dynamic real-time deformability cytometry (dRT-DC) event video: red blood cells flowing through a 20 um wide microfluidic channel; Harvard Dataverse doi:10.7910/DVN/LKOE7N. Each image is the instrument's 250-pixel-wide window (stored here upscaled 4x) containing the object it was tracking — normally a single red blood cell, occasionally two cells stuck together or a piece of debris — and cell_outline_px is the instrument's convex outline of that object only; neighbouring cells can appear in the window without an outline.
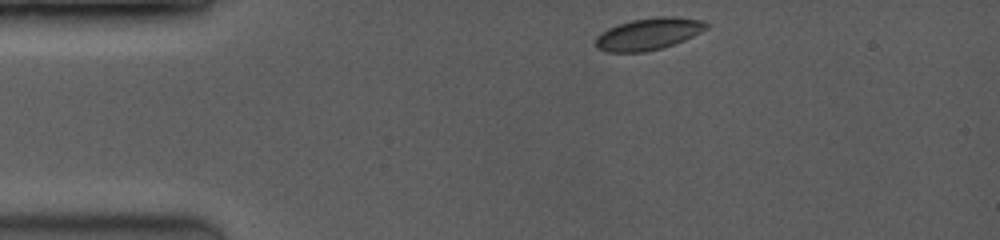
{"species": "common noctule bat (a hibernating species)", "species_latin": "Nyctalus noctula", "temperature_condition": "room temperature", "stored_images_in_passage": 42, "camera_frame_rate_fps": 3500, "um_per_image_px": 0.085, "animal": {"sex": "female", "body_mass_g": 19.0, "forearm_length_mm": 53.3}, "frame": {"image": 1, "passage_image": 1, "time_ms": 0.0, "image_size_px": [1000, 240], "cell_outline_px": [[708, 28], [684, 40], [660, 48], [644, 52], [604, 52], [596, 48], [596, 36], [600, 32], [608, 28], [632, 20], [656, 16], [672, 16], [704, 20], [708, 24]], "centroid_in_image_um": [55.1, 2.88], "position_along_channel_um": 29.9, "area_um2": 20.58}}
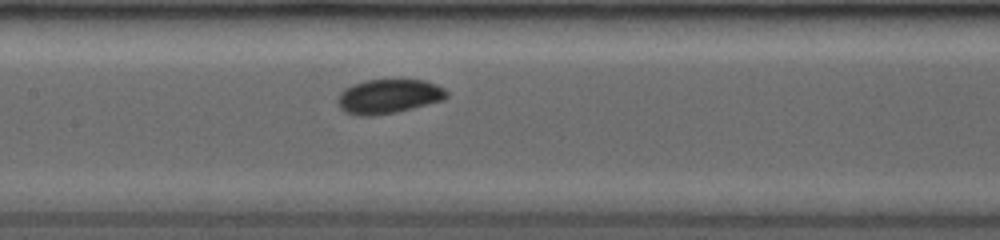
{"frame": {"image": 2, "passage_image": 18, "time_ms": 4.857, "image_size_px": [1000, 240], "cell_outline_px": [[448, 96], [444, 100], [396, 112], [372, 116], [360, 116], [344, 112], [340, 108], [336, 100], [340, 92], [344, 88], [352, 84], [364, 80], [424, 80], [436, 84], [444, 88], [448, 92]], "centroid_in_image_um": [33.01, 8.19], "position_along_channel_um": 174.4, "area_um2": 21.96}}
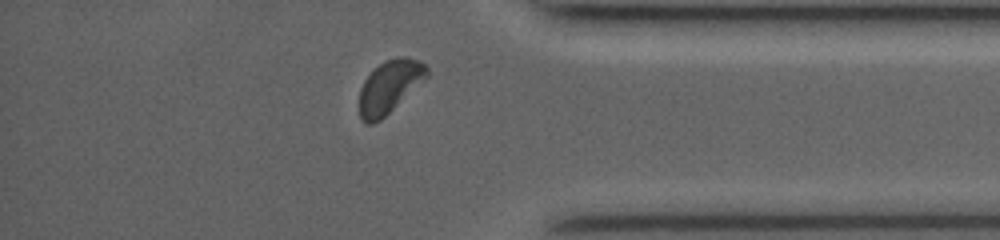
{"frame": {"image": 3, "passage_image": 38, "time_ms": 10.571, "image_size_px": [1000, 240], "cell_outline_px": [[428, 76], [424, 80], [380, 120], [372, 124], [364, 124], [360, 116], [360, 88], [364, 80], [384, 60], [400, 56], [404, 56], [420, 60], [428, 68]], "centroid_in_image_um": [33.11, 7.35], "position_along_channel_um": 402.1, "area_um2": 20.46}, "authors_computed_cell_mechanics": {"area_um2": 21.097, "velocity_mm_per_s": 4.0779, "shape_relaxation_time_tau1_ms": 1.6882, "shape_relaxation_time_tau2_ms": 4.4418, "deformation_change_tau1": 0.0716, "deformation_change_tau2": 0.0576}}